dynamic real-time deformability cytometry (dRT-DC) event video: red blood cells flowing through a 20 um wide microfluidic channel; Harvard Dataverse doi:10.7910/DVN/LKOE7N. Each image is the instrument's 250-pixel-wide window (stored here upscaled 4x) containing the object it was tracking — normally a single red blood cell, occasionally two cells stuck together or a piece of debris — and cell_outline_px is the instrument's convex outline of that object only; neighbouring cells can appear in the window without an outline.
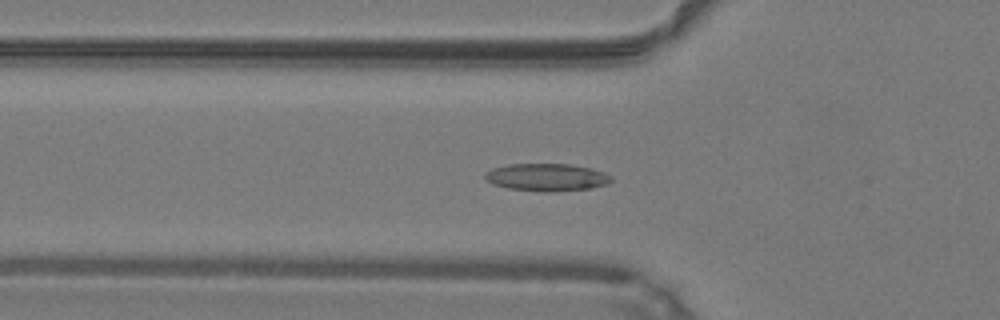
{"species": "common noctule bat (a hibernating species)", "species_latin": "Nyctalus noctula", "temperature_condition": "warm", "stored_images_in_passage": 48, "camera_frame_rate_fps": 3000, "um_per_image_px": 0.085, "animal": {"sex": "male", "body_mass_g": 19.2, "forearm_length_mm": 51.8}, "frame": {"image": 1, "passage_image": 16, "time_ms": 5.0, "image_size_px": [1000, 320], "cell_outline_px": [[612, 180], [608, 184], [592, 188], [552, 192], [548, 192], [508, 188], [492, 184], [484, 180], [484, 172], [492, 168], [508, 164], [572, 164], [592, 168], [604, 172], [612, 176]], "centroid_in_image_um": [46.47, 15.06], "position_along_channel_um": 79.3, "area_um2": 20.52}}
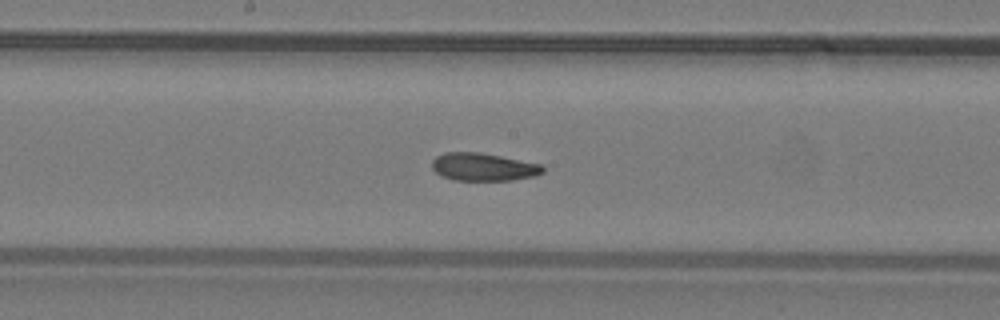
{"frame": {"image": 2, "passage_image": 25, "time_ms": 8.0, "image_size_px": [1000, 320], "cell_outline_px": [[544, 172], [536, 176], [512, 180], [452, 180], [440, 176], [432, 168], [432, 160], [436, 156], [444, 152], [480, 152], [544, 164]], "centroid_in_image_um": [41.1, 14.19], "position_along_channel_um": 207.1, "area_um2": 18.26}}
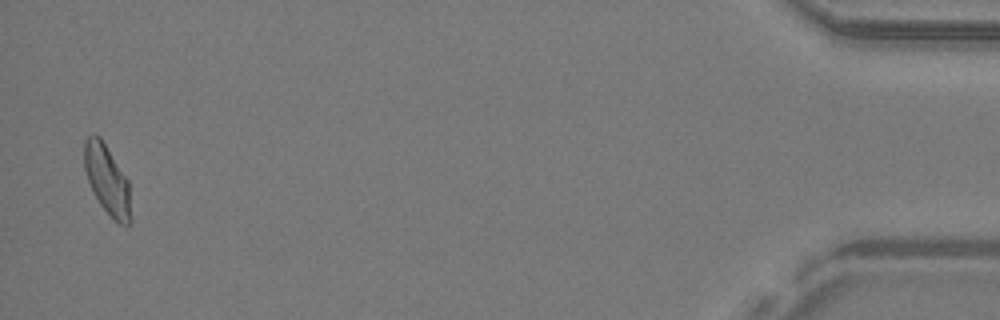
{"frame": {"image": 3, "passage_image": 47, "time_ms": 15.333, "image_size_px": [1000, 320], "cell_outline_px": [[132, 220], [128, 224], [120, 224], [100, 204], [88, 180], [84, 168], [84, 140], [88, 136], [100, 136], [128, 180]], "centroid_in_image_um": [9.12, 15.27], "position_along_channel_um": 426.1, "area_um2": 18.44}, "authors_computed_cell_mechanics": {"area_um2": 18.9873, "velocity_mm_per_s": 4.2229, "shape_relaxation_time_tau1_ms": 6.2117, "shape_relaxation_time_tau2_ms": 3.0944, "deformation_change_tau1": 0.1281, "deformation_change_tau2": 0.1034}}